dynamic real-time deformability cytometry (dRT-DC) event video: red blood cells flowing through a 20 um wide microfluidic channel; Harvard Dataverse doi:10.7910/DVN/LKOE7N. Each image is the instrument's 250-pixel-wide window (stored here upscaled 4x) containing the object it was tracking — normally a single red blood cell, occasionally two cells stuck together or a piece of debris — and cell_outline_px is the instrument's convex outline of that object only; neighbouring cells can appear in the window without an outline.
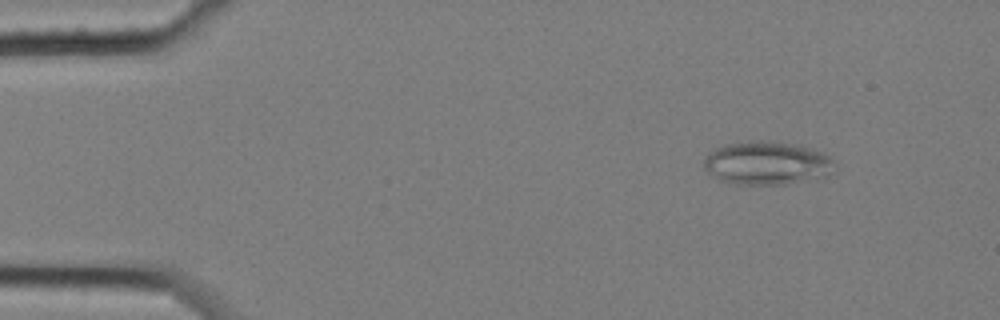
{"species": "common noctule bat (a hibernating species)", "species_latin": "Nyctalus noctula", "temperature_condition": "cold", "stored_images_in_passage": 58, "camera_frame_rate_fps": 3000, "um_per_image_px": 0.085, "animal": {"sex": "female", "body_mass_g": 25.1}, "frame": {"image": 1, "passage_image": 7, "time_ms": 2.0, "image_size_px": [1000, 320], "cell_outline_px": [[836, 172], [824, 180], [784, 184], [736, 184], [720, 180], [708, 172], [704, 168], [704, 160], [708, 152], [724, 144], [748, 140], [764, 140], [800, 144], [812, 148], [828, 156], [832, 160]], "centroid_in_image_um": [65.26, 13.87], "position_along_channel_um": 19.7, "area_um2": 33.93}}
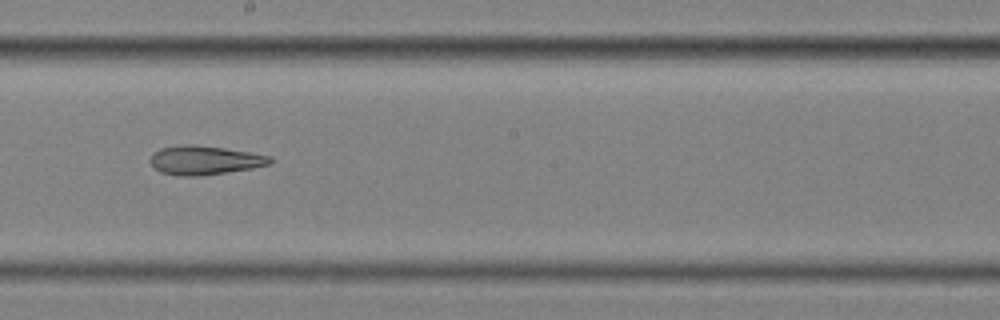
{"frame": {"image": 2, "passage_image": 33, "time_ms": 10.667, "image_size_px": [1000, 320], "cell_outline_px": [[272, 164], [252, 168], [200, 176], [176, 176], [160, 172], [148, 160], [152, 152], [160, 148], [184, 144], [192, 144], [224, 148], [272, 156]], "centroid_in_image_um": [17.36, 13.62], "position_along_channel_um": 230.8, "area_um2": 20.35}}
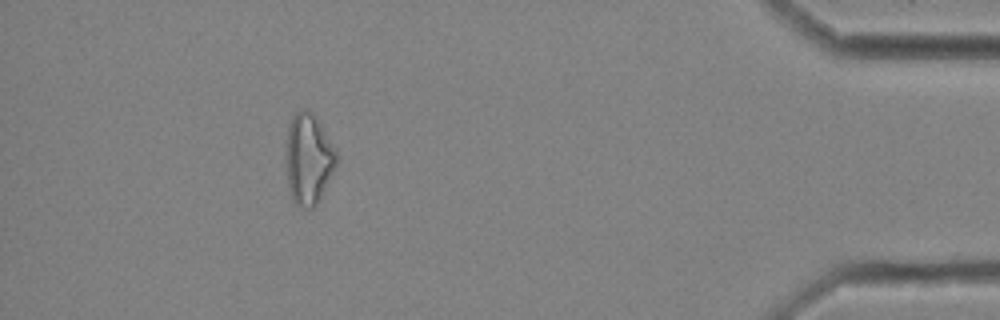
{"frame": {"image": 3, "passage_image": 53, "time_ms": 17.333, "image_size_px": [1000, 320], "cell_outline_px": [[336, 164], [320, 200], [312, 208], [304, 208], [296, 204], [292, 200], [288, 188], [284, 160], [288, 124], [292, 116], [296, 112], [312, 112], [336, 148]], "centroid_in_image_um": [26.18, 13.55], "position_along_channel_um": 409.0, "area_um2": 26.88}, "authors_computed_cell_mechanics": {"area_um2": 24.6806, "velocity_mm_per_s": 3.47, "shape_relaxation_time_tau1_ms": null, "shape_relaxation_time_tau2_ms": 6.7066, "deformation_change_tau1": null, "deformation_change_tau2": 0.2004}}